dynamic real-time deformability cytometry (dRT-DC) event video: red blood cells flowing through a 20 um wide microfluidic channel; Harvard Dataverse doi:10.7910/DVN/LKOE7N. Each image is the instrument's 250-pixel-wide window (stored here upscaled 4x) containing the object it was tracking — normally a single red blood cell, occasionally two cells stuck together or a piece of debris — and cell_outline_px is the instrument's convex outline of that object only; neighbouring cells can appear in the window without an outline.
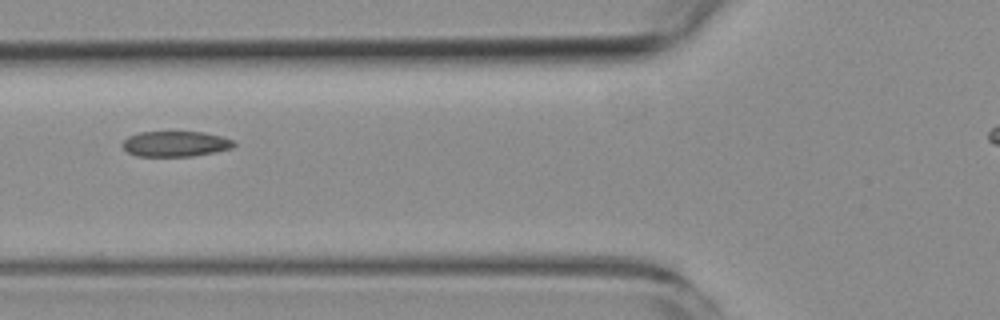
{"species": "common noctule bat (a hibernating species)", "species_latin": "Nyctalus noctula", "temperature_condition": "room temperature", "stored_images_in_passage": 9, "segment_of_instrument_passage": [1, 2], "camera_frame_rate_fps": 3000, "um_per_image_px": 0.085, "animal": {"sex": "female", "body_mass_g": 19.3, "forearm_length_mm": 54.1}, "frame": {"image": 1, "passage_image": 6, "time_ms": 6.333, "image_size_px": [1000, 320], "cell_outline_px": [[236, 144], [232, 148], [216, 152], [192, 156], [136, 156], [128, 152], [120, 144], [128, 136], [140, 132], [204, 132], [220, 136], [232, 140]], "centroid_in_image_um": [14.9, 12.23], "position_along_channel_um": 110.9, "area_um2": 16.53}}
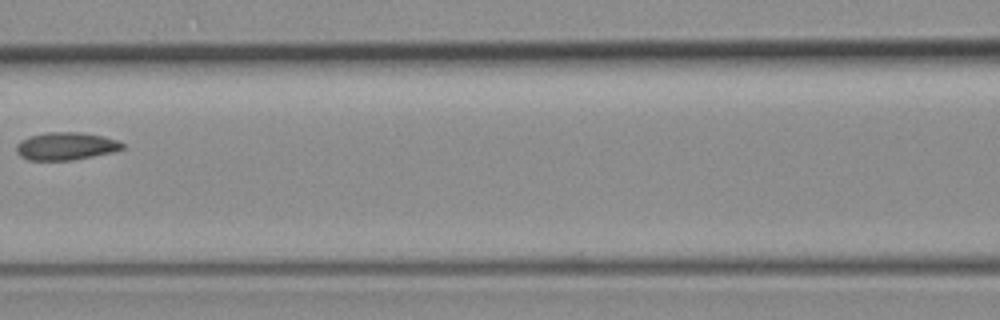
{"frame": {"image": 2, "passage_image": 7, "time_ms": 7.667, "image_size_px": [1000, 320], "cell_outline_px": [[124, 148], [112, 152], [72, 160], [28, 160], [20, 156], [16, 152], [16, 144], [20, 140], [28, 136], [44, 132], [80, 132], [104, 136], [120, 140], [124, 144]], "centroid_in_image_um": [5.58, 12.41], "position_along_channel_um": 161.0, "area_um2": 17.34}}
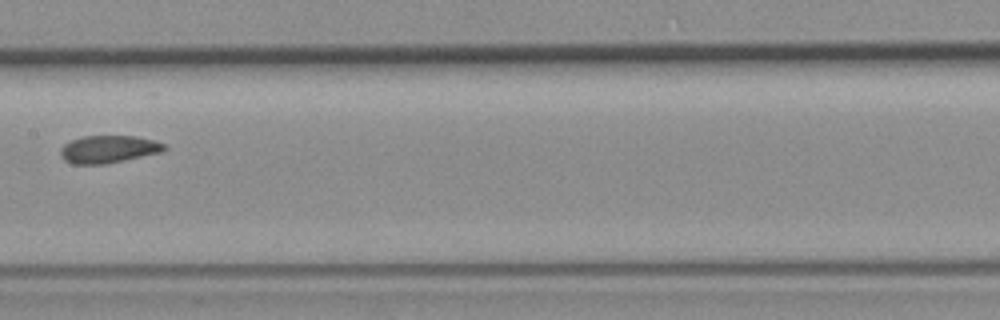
{"frame": {"image": 3, "passage_image": 8, "time_ms": 8.667, "image_size_px": [1000, 320], "cell_outline_px": [[168, 148], [160, 152], [124, 160], [104, 164], [72, 164], [64, 160], [60, 156], [60, 148], [64, 144], [72, 140], [84, 136], [136, 136], [152, 140], [164, 144]], "centroid_in_image_um": [9.18, 12.68], "position_along_channel_um": 198.2, "area_um2": 16.53}}